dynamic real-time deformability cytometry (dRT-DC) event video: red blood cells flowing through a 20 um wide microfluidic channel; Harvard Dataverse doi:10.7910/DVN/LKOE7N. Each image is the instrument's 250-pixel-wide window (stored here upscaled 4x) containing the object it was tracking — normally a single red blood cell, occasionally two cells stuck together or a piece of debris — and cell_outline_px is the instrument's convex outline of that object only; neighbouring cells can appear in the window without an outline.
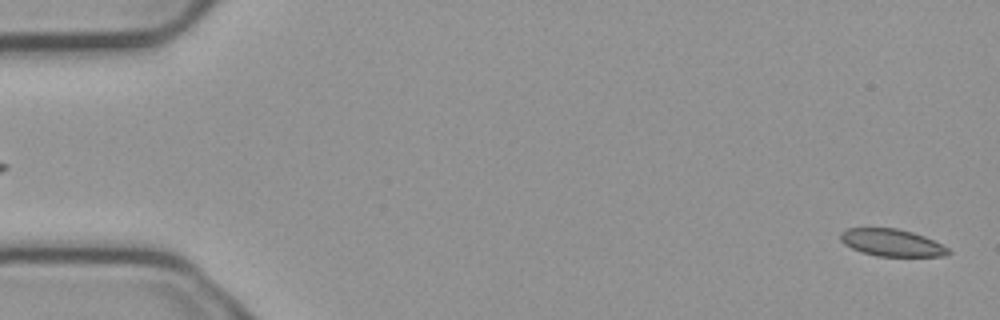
{"species": "common noctule bat (a hibernating species)", "species_latin": "Nyctalus noctula", "temperature_condition": "cold", "stored_images_in_passage": 7, "segment_of_instrument_passage": [2, 2], "camera_frame_rate_fps": 3000, "um_per_image_px": 0.085, "animal": {"sex": "male", "body_mass_g": 23.1, "forearm_length_mm": 52.7}, "frame": {"image": 1, "passage_image": 7, "time_ms": 2.0, "image_size_px": [1000, 320], "cell_outline_px": [[952, 252], [944, 256], [876, 256], [860, 252], [844, 244], [840, 240], [840, 232], [848, 228], [896, 228], [912, 232], [924, 236], [948, 248]], "centroid_in_image_um": [75.77, 20.63], "position_along_channel_um": 9.2, "area_um2": 17.05}}